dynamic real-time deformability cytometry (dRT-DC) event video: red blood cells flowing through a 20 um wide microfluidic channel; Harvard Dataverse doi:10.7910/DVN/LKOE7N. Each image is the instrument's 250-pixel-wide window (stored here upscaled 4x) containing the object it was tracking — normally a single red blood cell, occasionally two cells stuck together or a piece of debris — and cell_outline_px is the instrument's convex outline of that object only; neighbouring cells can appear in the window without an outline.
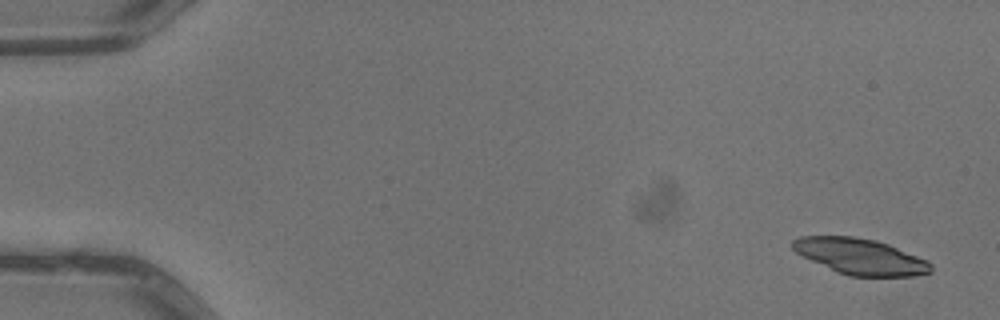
{"species": "common noctule bat (a hibernating species)", "species_latin": "Nyctalus noctula", "temperature_condition": "warm", "stored_images_in_passage": 5, "camera_frame_rate_fps": 3000, "um_per_image_px": 0.085, "animal": {"sex": "male", "body_mass_g": 13.3}, "frame": {"image": 1, "passage_image": 1, "time_ms": 0.0, "image_size_px": [1000, 320], "cell_outline_px": [[932, 272], [912, 276], [848, 276], [836, 272], [796, 252], [792, 248], [792, 240], [800, 236], [852, 236], [876, 240], [888, 244], [928, 260], [932, 264]], "centroid_in_image_um": [73.15, 21.8], "position_along_channel_um": 11.9, "area_um2": 28.84}}
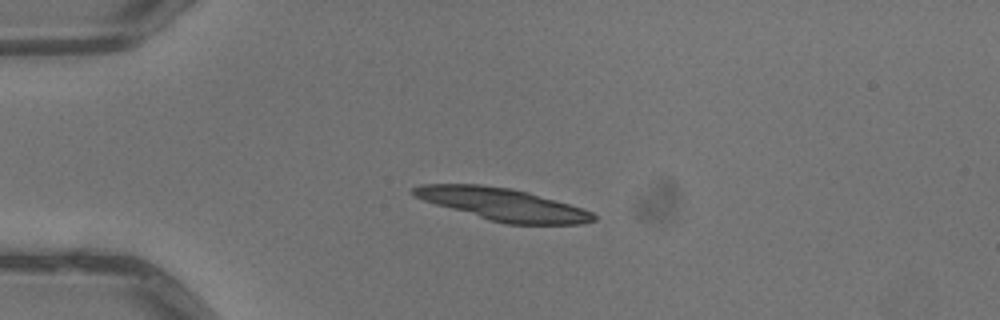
{"frame": {"image": 2, "passage_image": 4, "time_ms": 1.0, "image_size_px": [1000, 320], "cell_outline_px": [[596, 220], [580, 224], [508, 224], [492, 220], [436, 204], [424, 200], [408, 192], [412, 188], [420, 184], [480, 184], [512, 188], [528, 192], [584, 208], [592, 212], [596, 216]], "centroid_in_image_um": [42.76, 17.35], "position_along_channel_um": 42.2, "area_um2": 33.58}}